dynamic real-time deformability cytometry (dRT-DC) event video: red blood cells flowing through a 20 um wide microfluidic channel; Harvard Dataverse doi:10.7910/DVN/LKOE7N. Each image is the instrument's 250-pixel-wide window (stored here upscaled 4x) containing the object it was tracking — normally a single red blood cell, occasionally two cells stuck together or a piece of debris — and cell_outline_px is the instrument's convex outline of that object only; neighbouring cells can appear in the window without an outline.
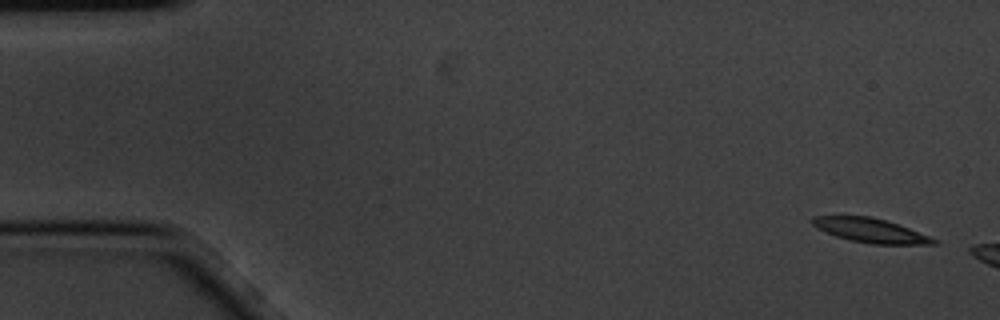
{"species": "common noctule bat (a hibernating species)", "species_latin": "Nyctalus noctula", "temperature_condition": "cold", "stored_images_in_passage": 3, "camera_frame_rate_fps": 3000, "um_per_image_px": 0.085, "animal": {"sex": "male", "body_mass_g": 20.1, "forearm_length_mm": 53.5}, "frame": {"image": 1, "passage_image": 1, "time_ms": 0.0, "image_size_px": [1000, 320], "cell_outline_px": [[940, 240], [936, 244], [872, 244], [848, 240], [836, 236], [816, 228], [812, 224], [812, 216], [872, 216], [908, 228]], "centroid_in_image_um": [73.98, 19.59], "position_along_channel_um": 11.0, "area_um2": 16.99}}